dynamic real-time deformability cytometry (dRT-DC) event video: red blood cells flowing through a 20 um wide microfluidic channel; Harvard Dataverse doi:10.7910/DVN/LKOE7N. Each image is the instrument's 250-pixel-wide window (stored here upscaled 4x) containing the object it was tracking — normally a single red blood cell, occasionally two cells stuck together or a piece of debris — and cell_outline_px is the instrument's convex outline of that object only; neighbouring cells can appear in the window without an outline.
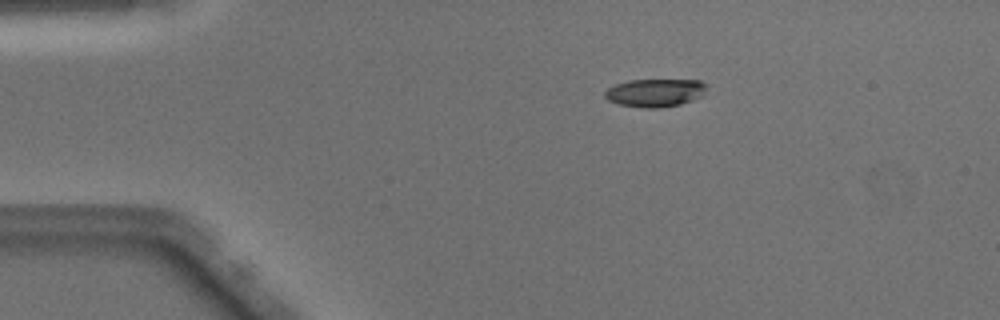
{"species": "Egyptian fruit bat (a non-hibernating species)", "species_latin": "Rousettus aegyptiacus", "temperature_condition": "warm", "stored_images_in_passage": 41, "camera_frame_rate_fps": 3000, "um_per_image_px": 0.085, "animal": {"sex": "male"}, "frame": {"image": 1, "passage_image": 1, "time_ms": 0.0, "image_size_px": [1000, 320], "cell_outline_px": [[708, 84], [704, 92], [700, 96], [692, 100], [680, 104], [660, 108], [644, 108], [620, 104], [608, 100], [604, 96], [604, 92], [608, 88], [616, 84], [628, 80], [700, 80]], "centroid_in_image_um": [55.68, 7.88], "position_along_channel_um": 29.3, "area_um2": 16.59}}
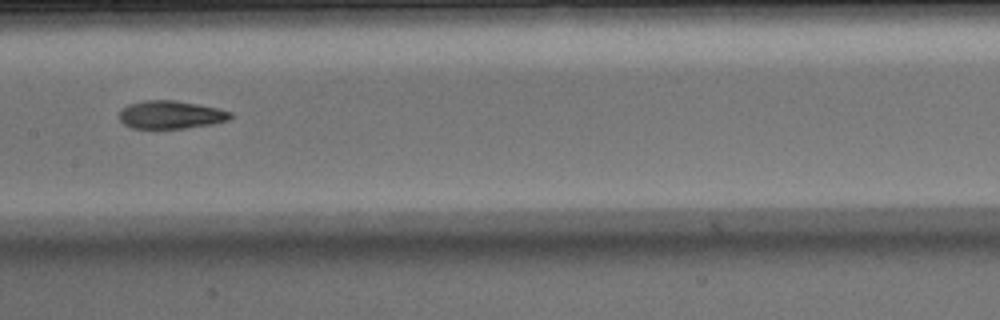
{"frame": {"image": 2, "passage_image": 17, "time_ms": 5.333, "image_size_px": [1000, 320], "cell_outline_px": [[232, 116], [228, 120], [212, 124], [184, 128], [132, 128], [124, 124], [120, 120], [120, 112], [128, 104], [144, 100], [172, 100], [196, 104], [216, 108], [232, 112]], "centroid_in_image_um": [14.51, 9.75], "position_along_channel_um": 192.9, "area_um2": 17.92}}
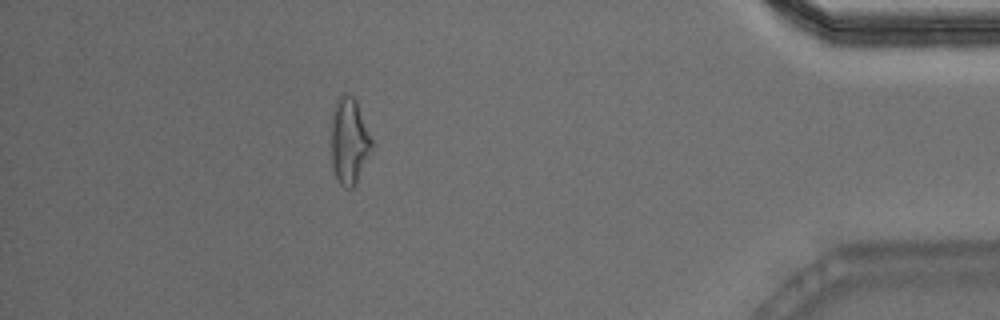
{"frame": {"image": 3, "passage_image": 36, "time_ms": 11.667, "image_size_px": [1000, 320], "cell_outline_px": [[372, 152], [352, 188], [344, 188], [340, 184], [332, 168], [332, 112], [336, 100], [344, 92], [352, 96], [356, 100], [372, 140]], "centroid_in_image_um": [29.68, 11.97], "position_along_channel_um": 405.5, "area_um2": 20.23}, "authors_computed_cell_mechanics": {"area_um2": 18.6694, "velocity_mm_per_s": 4.0929, "shape_relaxation_time_tau1_ms": 5.7661, "shape_relaxation_time_tau2_ms": 2.4677, "deformation_change_tau1": 0.1942, "deformation_change_tau2": 0.1041}}